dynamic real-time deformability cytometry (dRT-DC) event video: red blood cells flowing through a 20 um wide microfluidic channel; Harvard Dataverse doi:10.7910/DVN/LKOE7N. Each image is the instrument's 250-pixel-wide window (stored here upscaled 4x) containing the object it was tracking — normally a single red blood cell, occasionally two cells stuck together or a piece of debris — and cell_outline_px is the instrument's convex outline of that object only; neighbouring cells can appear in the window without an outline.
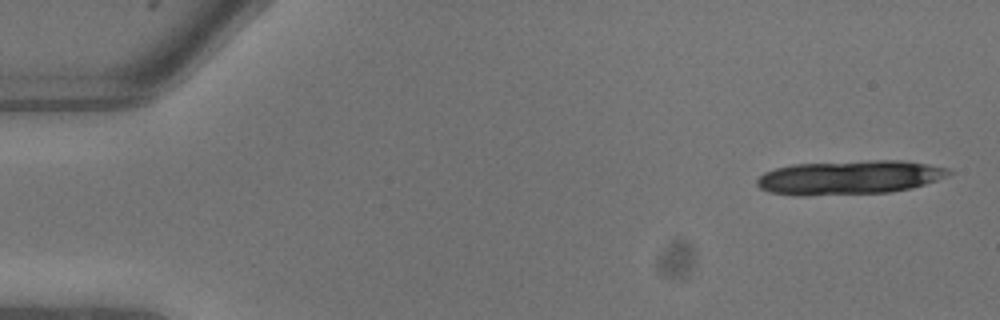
{"species": "common noctule bat (a hibernating species)", "species_latin": "Nyctalus noctula", "temperature_condition": "warm", "stored_images_in_passage": 7, "camera_frame_rate_fps": 3000, "um_per_image_px": 0.085, "animal": {"sex": "male", "body_mass_g": 13.3}, "frame": {"image": 1, "passage_image": 1, "time_ms": 0.0, "image_size_px": [1000, 320], "cell_outline_px": [[952, 172], [936, 180], [912, 188], [892, 192], [804, 196], [792, 196], [768, 192], [760, 188], [756, 184], [756, 180], [764, 172], [776, 168], [796, 164], [876, 160], [900, 160], [928, 164], [948, 168]], "centroid_in_image_um": [72.15, 15.1], "position_along_channel_um": 12.8, "area_um2": 38.09}}
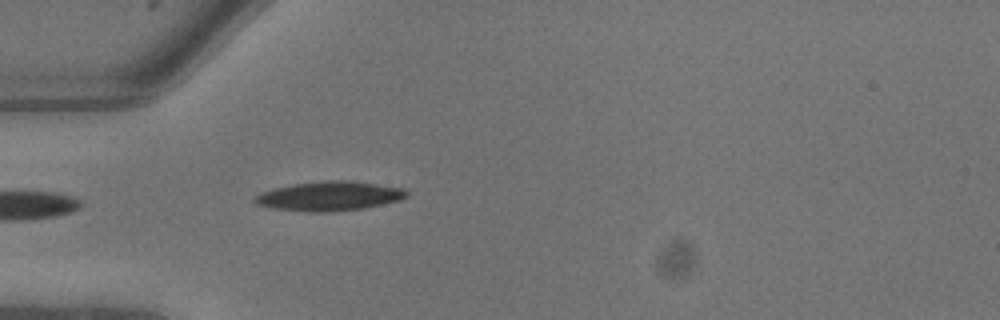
{"frame": {"image": 2, "passage_image": 7, "time_ms": 2.0, "image_size_px": [1000, 320], "cell_outline_px": [[408, 196], [400, 200], [364, 208], [332, 212], [304, 212], [272, 208], [256, 204], [252, 200], [256, 196], [264, 192], [276, 188], [292, 184], [328, 180], [348, 180], [404, 188], [408, 192]], "centroid_in_image_um": [28.01, 16.67], "position_along_channel_um": 57.0, "area_um2": 25.95}}